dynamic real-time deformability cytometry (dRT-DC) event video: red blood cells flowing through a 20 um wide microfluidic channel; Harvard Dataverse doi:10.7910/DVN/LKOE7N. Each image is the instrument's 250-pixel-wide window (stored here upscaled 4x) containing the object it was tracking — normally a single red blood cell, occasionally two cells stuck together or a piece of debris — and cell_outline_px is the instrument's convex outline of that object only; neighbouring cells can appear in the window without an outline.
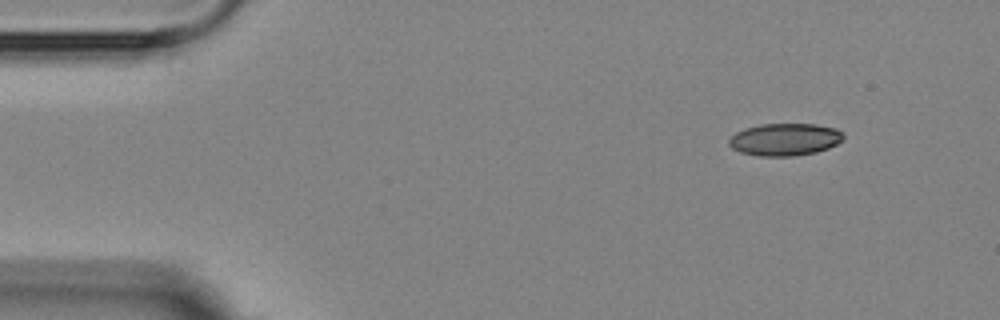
{"species": "Egyptian fruit bat (a non-hibernating species)", "species_latin": "Rousettus aegyptiacus", "temperature_condition": "room temperature", "stored_images_in_passage": 4, "camera_frame_rate_fps": 3000, "um_per_image_px": 0.085, "animal": {"sex": "female"}, "frame": {"image": 1, "passage_image": 1, "time_ms": 0.0, "image_size_px": [1000, 320], "cell_outline_px": [[844, 140], [828, 148], [816, 152], [796, 156], [760, 156], [740, 152], [732, 148], [728, 144], [728, 140], [736, 132], [744, 128], [760, 124], [816, 124], [836, 128], [844, 132]], "centroid_in_image_um": [66.73, 11.85], "position_along_channel_um": 18.3, "area_um2": 21.79}}
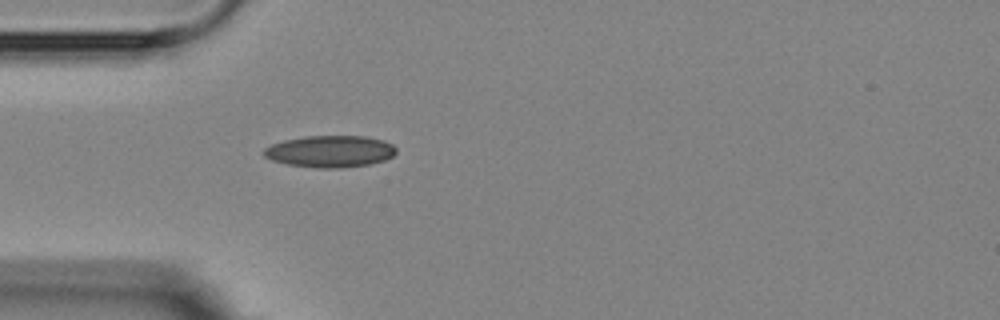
{"frame": {"image": 2, "passage_image": 4, "time_ms": 3.333, "image_size_px": [1000, 320], "cell_outline_px": [[396, 152], [392, 156], [384, 160], [368, 164], [340, 168], [316, 168], [288, 164], [272, 160], [264, 156], [264, 148], [272, 144], [284, 140], [304, 136], [364, 136], [384, 140], [392, 144], [396, 148]], "centroid_in_image_um": [28.06, 12.86], "position_along_channel_um": 56.9, "area_um2": 24.45}}